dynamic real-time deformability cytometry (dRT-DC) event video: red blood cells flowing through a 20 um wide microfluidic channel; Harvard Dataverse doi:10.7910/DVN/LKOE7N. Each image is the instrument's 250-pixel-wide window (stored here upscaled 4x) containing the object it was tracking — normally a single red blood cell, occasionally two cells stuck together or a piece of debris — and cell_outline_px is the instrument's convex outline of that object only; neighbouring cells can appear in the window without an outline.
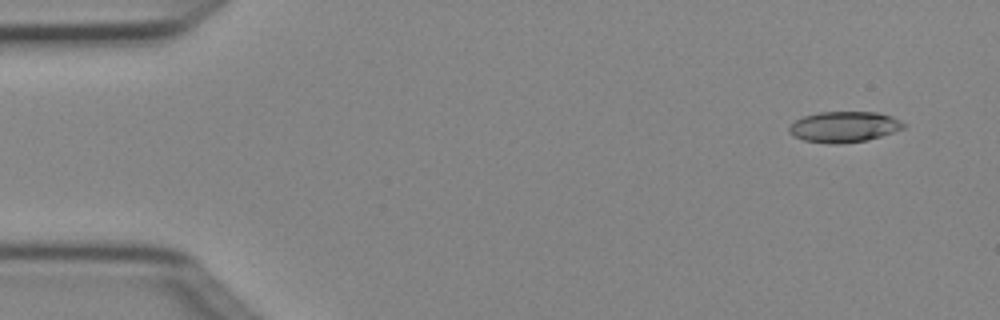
{"species": "Egyptian fruit bat (a non-hibernating species)", "species_latin": "Rousettus aegyptiacus", "temperature_condition": "cold", "stored_images_in_passage": 4, "camera_frame_rate_fps": 3000, "um_per_image_px": 0.085, "animal": {"sex": "female"}, "frame": {"image": 1, "passage_image": 1, "time_ms": 0.0, "image_size_px": [1000, 320], "cell_outline_px": [[908, 124], [904, 128], [868, 140], [836, 144], [828, 144], [804, 140], [788, 132], [788, 128], [796, 120], [804, 116], [820, 112], [880, 112], [892, 116]], "centroid_in_image_um": [71.78, 10.77], "position_along_channel_um": 13.2, "area_um2": 20.52}}
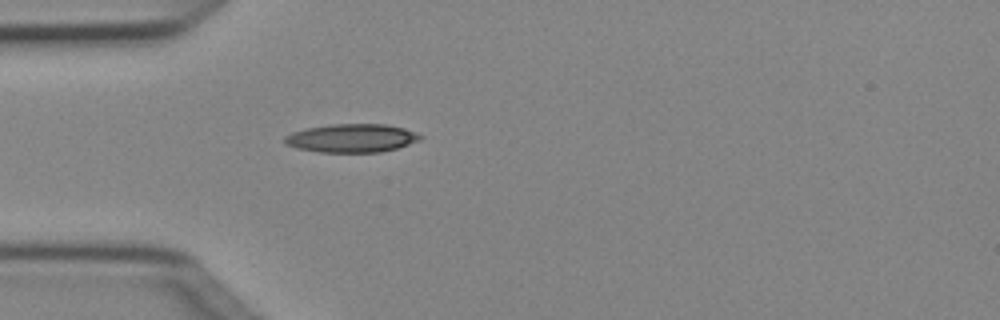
{"frame": {"image": 2, "passage_image": 4, "time_ms": 1.0, "image_size_px": [1000, 320], "cell_outline_px": [[424, 136], [420, 140], [396, 148], [380, 152], [320, 152], [296, 148], [284, 144], [284, 136], [292, 132], [304, 128], [328, 124], [388, 124], [404, 128], [416, 132]], "centroid_in_image_um": [29.87, 11.73], "position_along_channel_um": 55.1, "area_um2": 22.66}}